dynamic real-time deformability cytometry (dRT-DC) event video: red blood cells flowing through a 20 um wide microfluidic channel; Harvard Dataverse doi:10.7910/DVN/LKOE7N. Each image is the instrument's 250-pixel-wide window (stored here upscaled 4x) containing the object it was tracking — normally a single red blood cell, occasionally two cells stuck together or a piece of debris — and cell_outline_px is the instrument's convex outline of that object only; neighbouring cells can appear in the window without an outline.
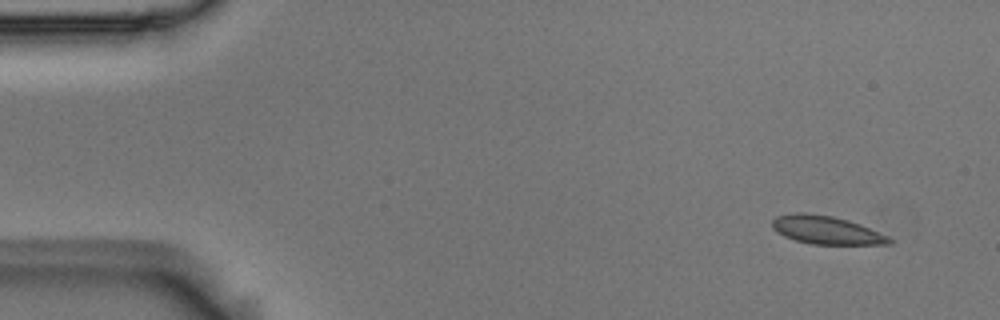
{"species": "Egyptian fruit bat (a non-hibernating species)", "species_latin": "Rousettus aegyptiacus", "temperature_condition": "room temperature", "stored_images_in_passage": 6, "camera_frame_rate_fps": 3000, "um_per_image_px": 0.085, "animal": {"sex": "male"}, "frame": {"image": 1, "passage_image": 1, "time_ms": 0.0, "image_size_px": [1000, 320], "cell_outline_px": [[892, 244], [812, 244], [796, 240], [784, 236], [776, 232], [772, 228], [772, 220], [776, 216], [796, 212], [808, 212], [832, 216], [848, 220], [860, 224], [888, 236], [892, 240]], "centroid_in_image_um": [70.2, 19.54], "position_along_channel_um": 14.8, "area_um2": 19.25}}
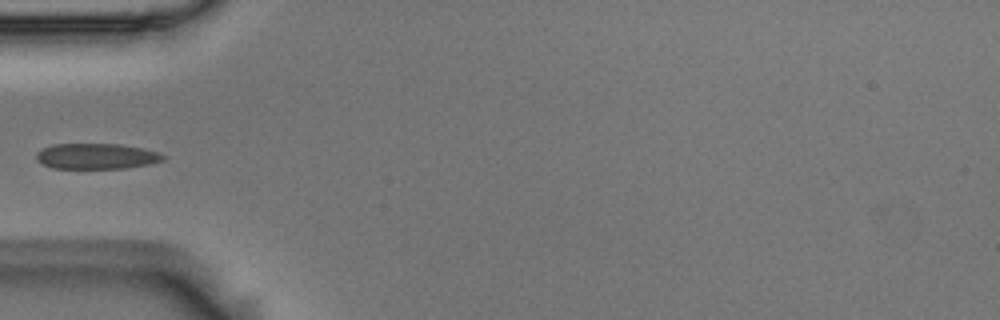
{"frame": {"image": 2, "passage_image": 5, "time_ms": 1.333, "image_size_px": [1000, 320], "cell_outline_px": [[168, 156], [164, 160], [148, 164], [124, 168], [52, 168], [36, 160], [36, 152], [40, 148], [52, 144], [120, 144], [140, 148], [156, 152]], "centroid_in_image_um": [8.16, 13.27], "position_along_channel_um": 76.8, "area_um2": 18.9}}
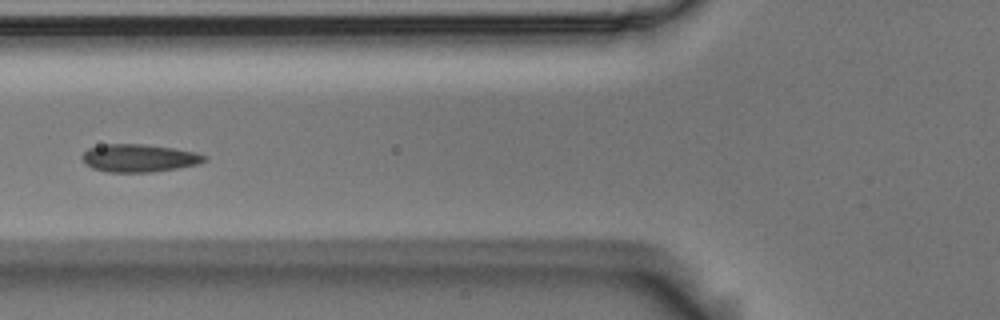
{"frame": {"image": 3, "passage_image": 6, "time_ms": 1.667, "image_size_px": [1000, 320], "cell_outline_px": [[208, 160], [200, 164], [152, 172], [108, 172], [92, 168], [80, 156], [88, 148], [108, 144], [140, 144], [176, 148], [196, 152], [208, 156]], "centroid_in_image_um": [11.88, 13.43], "position_along_channel_um": 113.9, "area_um2": 19.83}}